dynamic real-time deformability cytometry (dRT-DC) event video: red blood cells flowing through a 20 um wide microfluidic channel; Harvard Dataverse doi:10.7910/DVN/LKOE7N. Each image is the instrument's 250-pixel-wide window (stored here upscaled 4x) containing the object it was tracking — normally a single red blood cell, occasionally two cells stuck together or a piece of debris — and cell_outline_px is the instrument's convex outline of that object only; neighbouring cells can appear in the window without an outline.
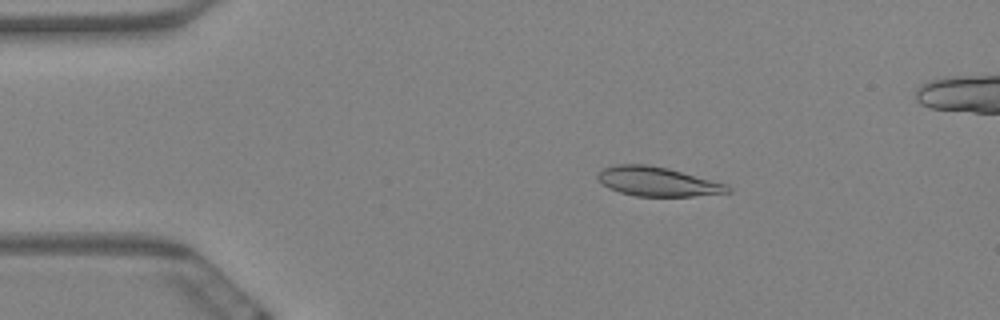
{"species": "Egyptian fruit bat (a non-hibernating species)", "species_latin": "Rousettus aegyptiacus", "temperature_condition": "warm", "stored_images_in_passage": 29, "camera_frame_rate_fps": 3000, "um_per_image_px": 0.085, "animal": {"sex": "female"}, "frame": {"image": 1, "passage_image": 11, "time_ms": 3.333, "image_size_px": [1000, 320], "cell_outline_px": [[732, 192], [692, 196], [636, 196], [620, 192], [608, 188], [596, 180], [596, 176], [604, 168], [616, 164], [648, 164], [668, 168], [728, 184], [732, 188]], "centroid_in_image_um": [55.89, 15.43], "position_along_channel_um": 29.1, "area_um2": 22.31}}
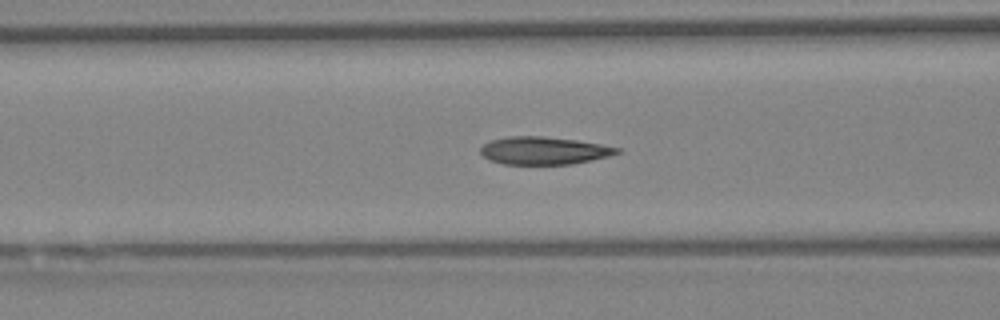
{"frame": {"image": 2, "passage_image": 24, "time_ms": 7.667, "image_size_px": [1000, 320], "cell_outline_px": [[624, 152], [592, 160], [572, 164], [504, 164], [488, 160], [480, 152], [480, 148], [484, 144], [492, 140], [508, 136], [544, 136], [576, 140], [600, 144], [620, 148]], "centroid_in_image_um": [46.24, 12.8], "position_along_channel_um": 120.4, "area_um2": 22.08}}
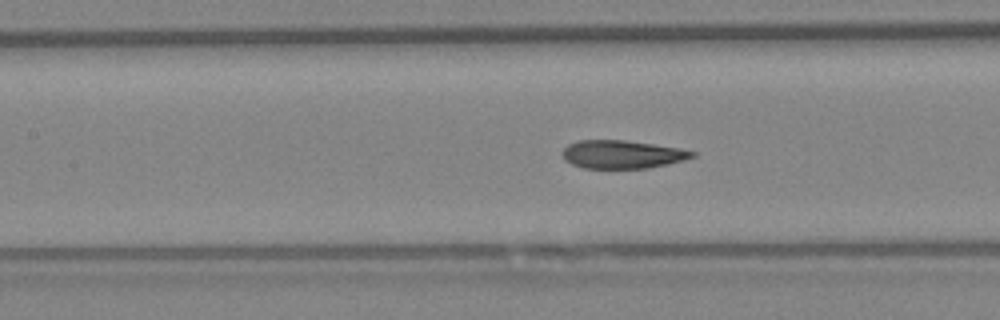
{"frame": {"image": 3, "passage_image": 27, "time_ms": 8.667, "image_size_px": [1000, 320], "cell_outline_px": [[696, 156], [684, 160], [668, 164], [648, 168], [584, 168], [572, 164], [564, 160], [560, 156], [560, 152], [568, 144], [576, 140], [624, 140], [652, 144], [676, 148], [696, 152]], "centroid_in_image_um": [52.82, 13.12], "position_along_channel_um": 154.6, "area_um2": 21.39}}